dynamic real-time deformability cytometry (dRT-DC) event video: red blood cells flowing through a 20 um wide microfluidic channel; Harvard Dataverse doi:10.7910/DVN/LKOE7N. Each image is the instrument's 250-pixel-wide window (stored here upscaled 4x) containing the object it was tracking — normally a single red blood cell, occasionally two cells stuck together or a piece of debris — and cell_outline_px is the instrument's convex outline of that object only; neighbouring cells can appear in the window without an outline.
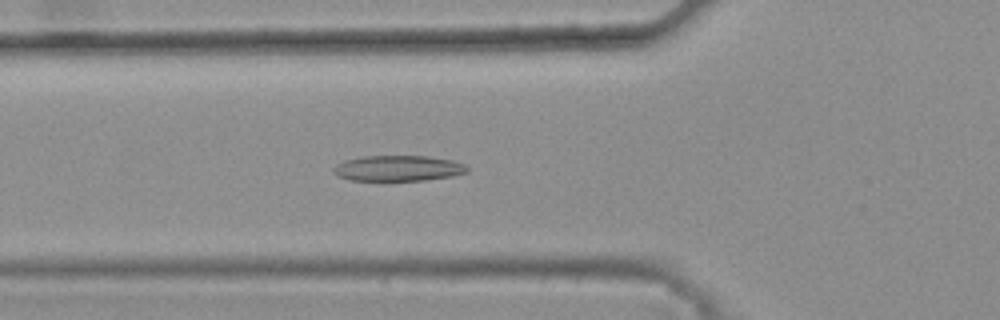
{"species": "common noctule bat (a hibernating species)", "species_latin": "Nyctalus noctula", "temperature_condition": "warm", "stored_images_in_passage": 45, "camera_frame_rate_fps": 3000, "um_per_image_px": 0.085, "animal": {"sex": "female", "body_mass_g": 25.1}, "frame": {"image": 1, "passage_image": 18, "time_ms": 5.667, "image_size_px": [1000, 320], "cell_outline_px": [[468, 172], [452, 176], [424, 180], [380, 184], [348, 180], [332, 172], [332, 168], [336, 164], [348, 160], [364, 156], [424, 156], [452, 160], [464, 164], [468, 168]], "centroid_in_image_um": [33.78, 14.36], "position_along_channel_um": 92.0, "area_um2": 20.87}}
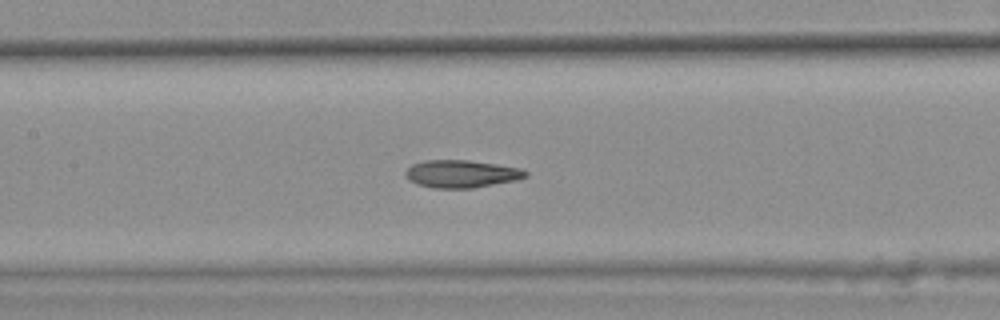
{"frame": {"image": 2, "passage_image": 24, "time_ms": 7.667, "image_size_px": [1000, 320], "cell_outline_px": [[528, 176], [516, 180], [472, 188], [432, 188], [416, 184], [408, 180], [404, 172], [412, 164], [424, 160], [468, 160], [520, 168], [528, 172]], "centroid_in_image_um": [39.18, 14.78], "position_along_channel_um": 168.2, "area_um2": 19.31}}
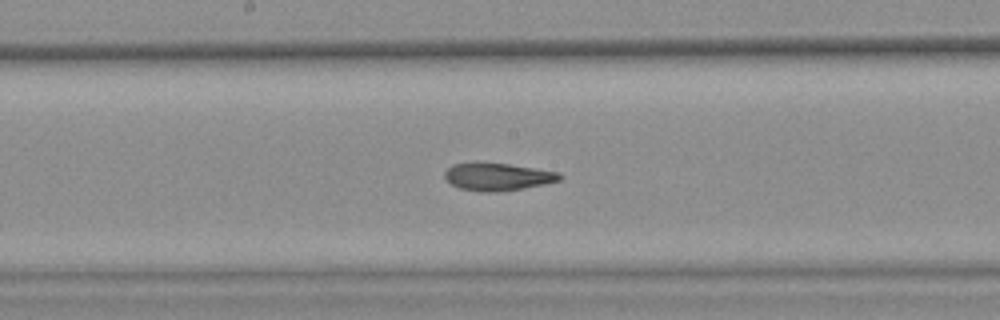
{"frame": {"image": 3, "passage_image": 27, "time_ms": 8.667, "image_size_px": [1000, 320], "cell_outline_px": [[560, 180], [544, 184], [524, 188], [496, 192], [480, 192], [460, 188], [444, 180], [444, 172], [452, 164], [508, 164], [560, 172]], "centroid_in_image_um": [42.28, 15.05], "position_along_channel_um": 205.9, "area_um2": 18.09}, "authors_computed_cell_mechanics": {"area_um2": 19.1318, "velocity_mm_per_s": 3.7902, "shape_relaxation_time_tau1_ms": null, "shape_relaxation_time_tau2_ms": 3.2798, "deformation_change_tau1": null, "deformation_change_tau2": 0.1133}}